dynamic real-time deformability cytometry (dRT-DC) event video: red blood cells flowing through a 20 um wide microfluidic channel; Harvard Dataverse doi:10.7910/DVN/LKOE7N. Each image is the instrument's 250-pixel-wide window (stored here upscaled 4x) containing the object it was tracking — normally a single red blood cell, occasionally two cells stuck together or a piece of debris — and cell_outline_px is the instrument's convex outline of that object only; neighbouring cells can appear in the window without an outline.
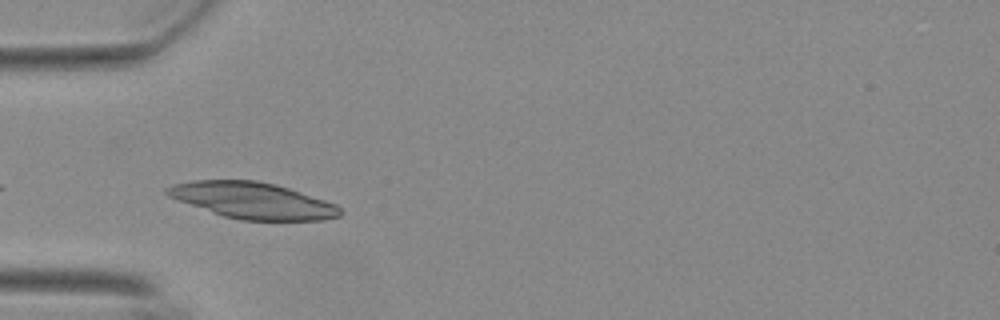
{"species": "Egyptian fruit bat (a non-hibernating species)", "species_latin": "Rousettus aegyptiacus", "temperature_condition": "warm", "stored_images_in_passage": 28, "camera_frame_rate_fps": 3000, "um_per_image_px": 0.085, "animal": {"sex": "female"}, "frame": {"image": 1, "passage_image": 2, "time_ms": 0.333, "image_size_px": [1000, 320], "cell_outline_px": [[340, 216], [324, 220], [240, 220], [224, 216], [212, 212], [168, 196], [164, 192], [164, 188], [172, 184], [192, 180], [256, 180], [276, 184], [336, 204], [340, 208]], "centroid_in_image_um": [21.45, 17.03], "position_along_channel_um": 63.6, "area_um2": 36.3}}
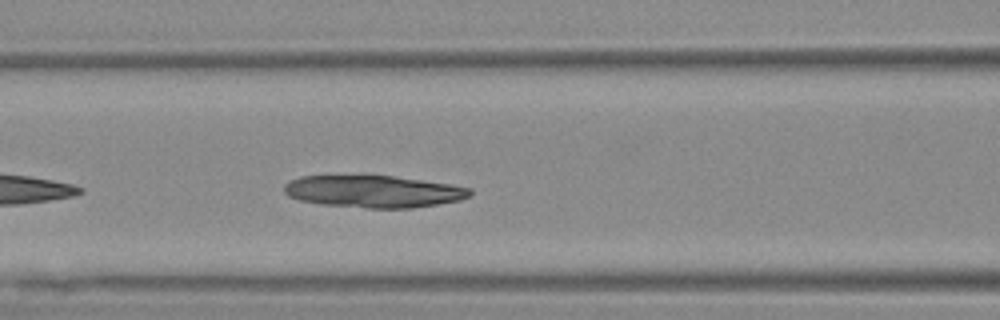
{"frame": {"image": 2, "passage_image": 8, "time_ms": 2.333, "image_size_px": [1000, 320], "cell_outline_px": [[472, 196], [460, 200], [440, 204], [412, 208], [368, 208], [320, 204], [300, 200], [288, 196], [284, 192], [284, 184], [288, 180], [300, 176], [392, 176], [448, 184], [472, 188]], "centroid_in_image_um": [31.75, 16.28], "position_along_channel_um": 134.9, "area_um2": 34.8}}
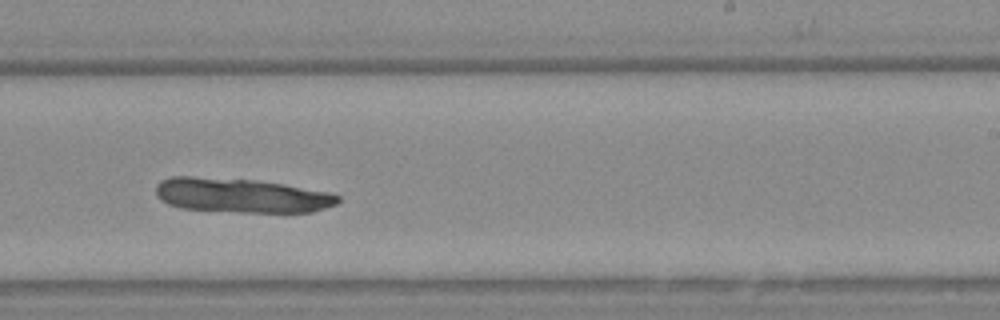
{"frame": {"image": 3, "passage_image": 19, "time_ms": 6.0, "image_size_px": [1000, 320], "cell_outline_px": [[340, 200], [336, 204], [312, 212], [236, 212], [180, 208], [168, 204], [160, 200], [156, 196], [156, 184], [160, 180], [172, 176], [192, 176], [256, 180], [284, 184], [332, 192], [340, 196]], "centroid_in_image_um": [20.49, 16.6], "position_along_channel_um": 268.5, "area_um2": 36.88}}